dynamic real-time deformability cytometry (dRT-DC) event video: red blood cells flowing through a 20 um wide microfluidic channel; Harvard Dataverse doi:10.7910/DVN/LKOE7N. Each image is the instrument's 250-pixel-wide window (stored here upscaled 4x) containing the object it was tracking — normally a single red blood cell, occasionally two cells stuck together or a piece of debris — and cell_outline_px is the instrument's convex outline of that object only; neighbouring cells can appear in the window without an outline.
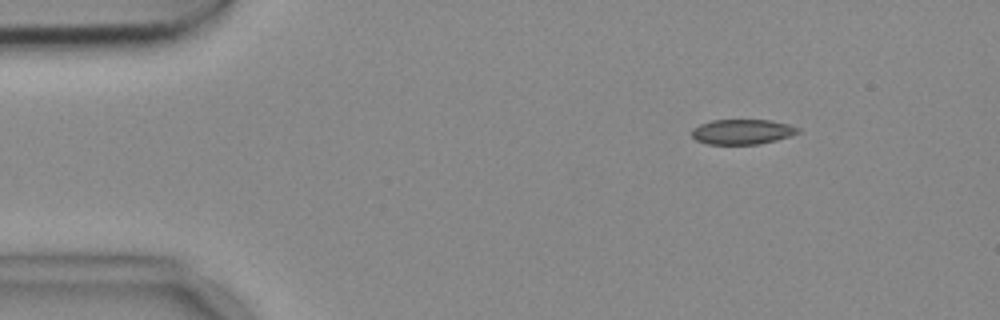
{"species": "common noctule bat (a hibernating species)", "species_latin": "Nyctalus noctula", "temperature_condition": "cold", "stored_images_in_passage": 50, "camera_frame_rate_fps": 3000, "um_per_image_px": 0.085, "animal": {"sex": "female", "body_mass_g": 18.4}, "frame": {"image": 1, "passage_image": 3, "time_ms": 0.667, "image_size_px": [1000, 320], "cell_outline_px": [[800, 132], [776, 140], [760, 144], [708, 144], [696, 140], [692, 136], [692, 128], [700, 124], [712, 120], [768, 120], [788, 124], [800, 128]], "centroid_in_image_um": [63.08, 11.2], "position_along_channel_um": 21.9, "area_um2": 15.43}}
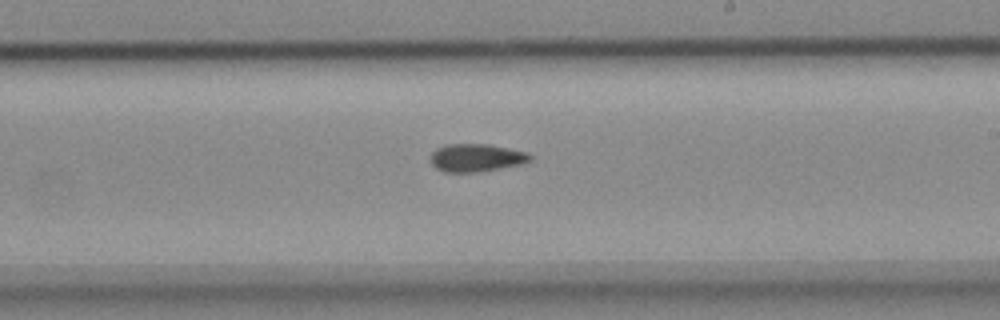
{"frame": {"image": 2, "passage_image": 27, "time_ms": 8.667, "image_size_px": [1000, 320], "cell_outline_px": [[532, 160], [520, 164], [476, 172], [444, 172], [436, 168], [432, 164], [432, 152], [436, 148], [448, 144], [488, 144], [528, 152], [532, 156]], "centroid_in_image_um": [40.49, 13.4], "position_along_channel_um": 248.5, "area_um2": 16.01}}
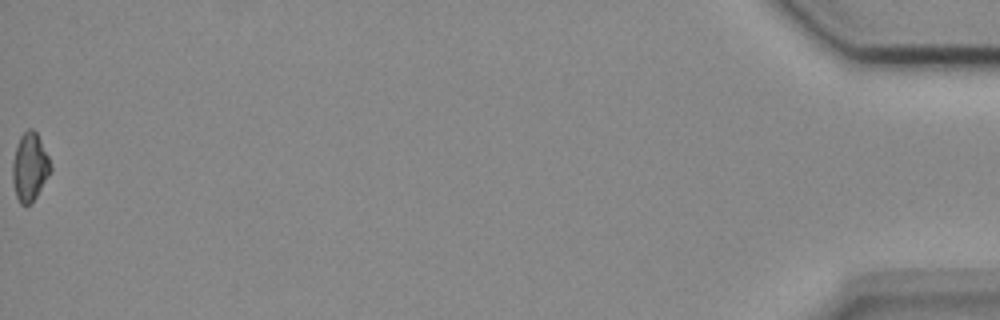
{"frame": {"image": 3, "passage_image": 50, "time_ms": 16.333, "image_size_px": [1000, 320], "cell_outline_px": [[52, 168], [36, 196], [28, 204], [20, 204], [16, 196], [12, 180], [12, 164], [16, 148], [20, 136], [28, 128], [32, 128], [36, 132], [48, 156]], "centroid_in_image_um": [2.51, 14.17], "position_along_channel_um": 432.7, "area_um2": 14.74}}